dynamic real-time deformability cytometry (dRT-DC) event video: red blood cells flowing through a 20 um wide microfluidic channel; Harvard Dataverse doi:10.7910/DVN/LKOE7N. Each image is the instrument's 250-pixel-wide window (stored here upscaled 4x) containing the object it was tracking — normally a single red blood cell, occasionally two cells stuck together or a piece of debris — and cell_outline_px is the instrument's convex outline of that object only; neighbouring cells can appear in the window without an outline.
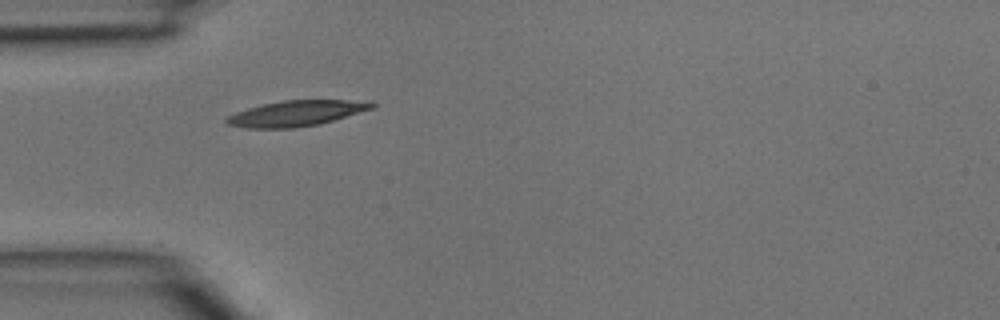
{"species": "common noctule bat (a hibernating species)", "species_latin": "Nyctalus noctula", "temperature_condition": "room temperature", "stored_images_in_passage": 2, "camera_frame_rate_fps": 3000, "um_per_image_px": 0.085, "animal": {"sex": "male", "body_mass_g": 15.6}, "frame": {"image": 1, "passage_image": 1, "time_ms": 0.0, "image_size_px": [1000, 320], "cell_outline_px": [[376, 108], [320, 124], [296, 128], [248, 128], [228, 124], [224, 120], [228, 116], [236, 112], [248, 108], [264, 104], [284, 100], [368, 100], [376, 104]], "centroid_in_image_um": [25.27, 9.63], "position_along_channel_um": 59.7, "area_um2": 21.79}}